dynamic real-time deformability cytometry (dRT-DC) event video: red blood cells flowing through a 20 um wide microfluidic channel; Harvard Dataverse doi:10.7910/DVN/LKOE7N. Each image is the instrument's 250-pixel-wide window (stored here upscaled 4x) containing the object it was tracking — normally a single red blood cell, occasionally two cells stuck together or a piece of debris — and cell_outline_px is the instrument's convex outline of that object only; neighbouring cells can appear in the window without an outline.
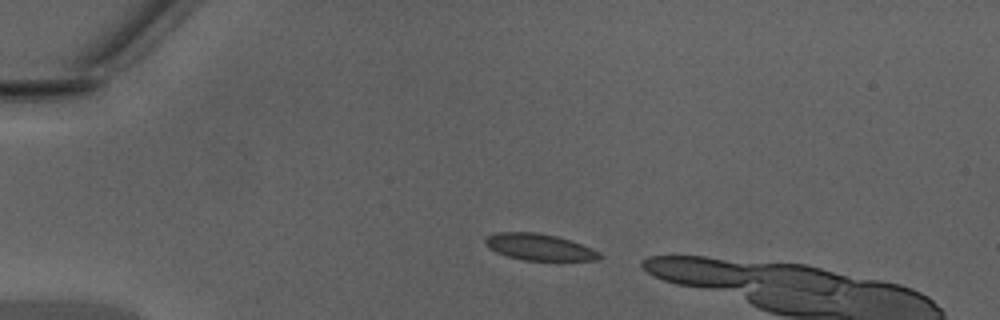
{"species": "Egyptian fruit bat (a non-hibernating species)", "species_latin": "Rousettus aegyptiacus", "temperature_condition": "warm", "stored_images_in_passage": 8, "camera_frame_rate_fps": 3000, "um_per_image_px": 0.085, "animal": {"sex": "male"}, "frame": {"image": 1, "passage_image": 1, "time_ms": 0.0, "image_size_px": [1000, 320], "cell_outline_px": [[604, 256], [600, 260], [524, 260], [508, 256], [496, 252], [488, 248], [484, 244], [484, 240], [488, 236], [496, 232], [536, 232], [556, 236], [592, 248], [600, 252]], "centroid_in_image_um": [45.83, 21.0], "position_along_channel_um": 39.2, "area_um2": 17.63}}
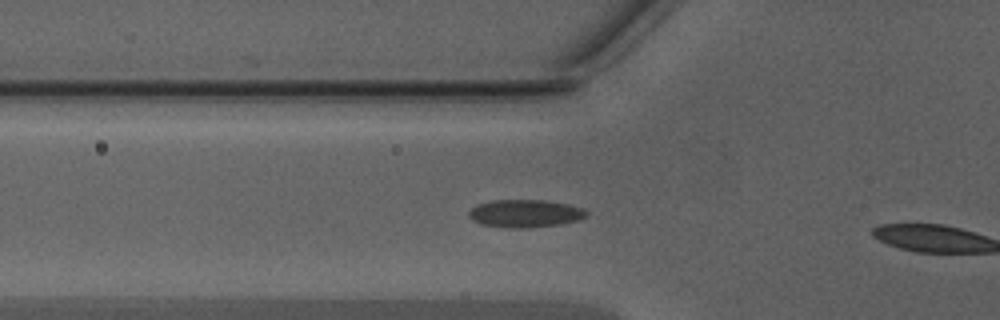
{"frame": {"image": 2, "passage_image": 7, "time_ms": 2.0, "image_size_px": [1000, 320], "cell_outline_px": [[588, 216], [580, 220], [560, 224], [528, 228], [508, 228], [480, 224], [472, 220], [468, 216], [468, 212], [476, 204], [492, 200], [544, 200], [568, 204], [584, 208], [588, 212]], "centroid_in_image_um": [44.64, 18.15], "position_along_channel_um": 81.2, "area_um2": 19.31}}